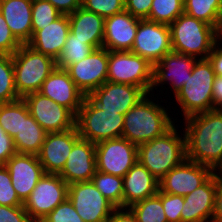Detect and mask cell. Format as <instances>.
<instances>
[{"mask_svg":"<svg viewBox=\"0 0 222 222\" xmlns=\"http://www.w3.org/2000/svg\"><path fill=\"white\" fill-rule=\"evenodd\" d=\"M95 146L99 172L124 177L138 161V146L126 138L105 140Z\"/></svg>","mask_w":222,"mask_h":222,"instance_id":"obj_10","label":"cell"},{"mask_svg":"<svg viewBox=\"0 0 222 222\" xmlns=\"http://www.w3.org/2000/svg\"><path fill=\"white\" fill-rule=\"evenodd\" d=\"M61 13L47 0L32 1V36L42 27L49 25Z\"/></svg>","mask_w":222,"mask_h":222,"instance_id":"obj_36","label":"cell"},{"mask_svg":"<svg viewBox=\"0 0 222 222\" xmlns=\"http://www.w3.org/2000/svg\"><path fill=\"white\" fill-rule=\"evenodd\" d=\"M184 0H153L148 20L170 25L184 13Z\"/></svg>","mask_w":222,"mask_h":222,"instance_id":"obj_33","label":"cell"},{"mask_svg":"<svg viewBox=\"0 0 222 222\" xmlns=\"http://www.w3.org/2000/svg\"><path fill=\"white\" fill-rule=\"evenodd\" d=\"M213 222H222V178L218 174V185L215 192Z\"/></svg>","mask_w":222,"mask_h":222,"instance_id":"obj_48","label":"cell"},{"mask_svg":"<svg viewBox=\"0 0 222 222\" xmlns=\"http://www.w3.org/2000/svg\"><path fill=\"white\" fill-rule=\"evenodd\" d=\"M32 1L0 0V12L21 44H27L32 38Z\"/></svg>","mask_w":222,"mask_h":222,"instance_id":"obj_26","label":"cell"},{"mask_svg":"<svg viewBox=\"0 0 222 222\" xmlns=\"http://www.w3.org/2000/svg\"><path fill=\"white\" fill-rule=\"evenodd\" d=\"M212 88L213 109L222 110V76H215Z\"/></svg>","mask_w":222,"mask_h":222,"instance_id":"obj_49","label":"cell"},{"mask_svg":"<svg viewBox=\"0 0 222 222\" xmlns=\"http://www.w3.org/2000/svg\"><path fill=\"white\" fill-rule=\"evenodd\" d=\"M222 39H219L210 54L208 55V59L213 66L214 73L217 76H222ZM221 44V45H220Z\"/></svg>","mask_w":222,"mask_h":222,"instance_id":"obj_46","label":"cell"},{"mask_svg":"<svg viewBox=\"0 0 222 222\" xmlns=\"http://www.w3.org/2000/svg\"><path fill=\"white\" fill-rule=\"evenodd\" d=\"M214 173L212 168L186 158L159 180V190L185 196L204 184Z\"/></svg>","mask_w":222,"mask_h":222,"instance_id":"obj_14","label":"cell"},{"mask_svg":"<svg viewBox=\"0 0 222 222\" xmlns=\"http://www.w3.org/2000/svg\"><path fill=\"white\" fill-rule=\"evenodd\" d=\"M95 48L69 32L62 53L56 60V68L66 69L69 65L86 58Z\"/></svg>","mask_w":222,"mask_h":222,"instance_id":"obj_31","label":"cell"},{"mask_svg":"<svg viewBox=\"0 0 222 222\" xmlns=\"http://www.w3.org/2000/svg\"><path fill=\"white\" fill-rule=\"evenodd\" d=\"M169 28L172 51L198 59H207L220 39L215 27L185 13L178 16Z\"/></svg>","mask_w":222,"mask_h":222,"instance_id":"obj_4","label":"cell"},{"mask_svg":"<svg viewBox=\"0 0 222 222\" xmlns=\"http://www.w3.org/2000/svg\"><path fill=\"white\" fill-rule=\"evenodd\" d=\"M0 126L11 138L20 132L22 127V98L10 103H0Z\"/></svg>","mask_w":222,"mask_h":222,"instance_id":"obj_35","label":"cell"},{"mask_svg":"<svg viewBox=\"0 0 222 222\" xmlns=\"http://www.w3.org/2000/svg\"><path fill=\"white\" fill-rule=\"evenodd\" d=\"M219 38L222 39V26H221V29L219 31Z\"/></svg>","mask_w":222,"mask_h":222,"instance_id":"obj_50","label":"cell"},{"mask_svg":"<svg viewBox=\"0 0 222 222\" xmlns=\"http://www.w3.org/2000/svg\"><path fill=\"white\" fill-rule=\"evenodd\" d=\"M145 95L140 87L107 81L87 97L101 110L124 115Z\"/></svg>","mask_w":222,"mask_h":222,"instance_id":"obj_17","label":"cell"},{"mask_svg":"<svg viewBox=\"0 0 222 222\" xmlns=\"http://www.w3.org/2000/svg\"><path fill=\"white\" fill-rule=\"evenodd\" d=\"M30 115L47 132H64L75 127L76 116L66 107L55 103L39 92L26 95Z\"/></svg>","mask_w":222,"mask_h":222,"instance_id":"obj_13","label":"cell"},{"mask_svg":"<svg viewBox=\"0 0 222 222\" xmlns=\"http://www.w3.org/2000/svg\"><path fill=\"white\" fill-rule=\"evenodd\" d=\"M153 94L147 93L124 114L122 137L137 146L161 137L175 125V119L169 116L168 110L160 103L158 104V101L153 102L155 101ZM151 95L154 100L149 99Z\"/></svg>","mask_w":222,"mask_h":222,"instance_id":"obj_2","label":"cell"},{"mask_svg":"<svg viewBox=\"0 0 222 222\" xmlns=\"http://www.w3.org/2000/svg\"><path fill=\"white\" fill-rule=\"evenodd\" d=\"M108 222H137V219L130 208L118 207L113 210Z\"/></svg>","mask_w":222,"mask_h":222,"instance_id":"obj_47","label":"cell"},{"mask_svg":"<svg viewBox=\"0 0 222 222\" xmlns=\"http://www.w3.org/2000/svg\"><path fill=\"white\" fill-rule=\"evenodd\" d=\"M97 171L96 146L80 138L72 148L65 166L58 174L68 185L91 181Z\"/></svg>","mask_w":222,"mask_h":222,"instance_id":"obj_20","label":"cell"},{"mask_svg":"<svg viewBox=\"0 0 222 222\" xmlns=\"http://www.w3.org/2000/svg\"><path fill=\"white\" fill-rule=\"evenodd\" d=\"M69 185L58 175L44 173L23 203L31 220H42L68 198Z\"/></svg>","mask_w":222,"mask_h":222,"instance_id":"obj_9","label":"cell"},{"mask_svg":"<svg viewBox=\"0 0 222 222\" xmlns=\"http://www.w3.org/2000/svg\"><path fill=\"white\" fill-rule=\"evenodd\" d=\"M21 45L0 12V55H13Z\"/></svg>","mask_w":222,"mask_h":222,"instance_id":"obj_41","label":"cell"},{"mask_svg":"<svg viewBox=\"0 0 222 222\" xmlns=\"http://www.w3.org/2000/svg\"><path fill=\"white\" fill-rule=\"evenodd\" d=\"M47 132L30 115L26 102L22 99V127L13 142L17 153L38 155Z\"/></svg>","mask_w":222,"mask_h":222,"instance_id":"obj_28","label":"cell"},{"mask_svg":"<svg viewBox=\"0 0 222 222\" xmlns=\"http://www.w3.org/2000/svg\"><path fill=\"white\" fill-rule=\"evenodd\" d=\"M19 199L24 203L44 175L37 155L15 153L5 164Z\"/></svg>","mask_w":222,"mask_h":222,"instance_id":"obj_19","label":"cell"},{"mask_svg":"<svg viewBox=\"0 0 222 222\" xmlns=\"http://www.w3.org/2000/svg\"><path fill=\"white\" fill-rule=\"evenodd\" d=\"M108 50L94 49L86 58L65 70L77 88L86 96L107 82Z\"/></svg>","mask_w":222,"mask_h":222,"instance_id":"obj_15","label":"cell"},{"mask_svg":"<svg viewBox=\"0 0 222 222\" xmlns=\"http://www.w3.org/2000/svg\"><path fill=\"white\" fill-rule=\"evenodd\" d=\"M43 222H84L74 208L73 203L67 198L56 206L45 218Z\"/></svg>","mask_w":222,"mask_h":222,"instance_id":"obj_40","label":"cell"},{"mask_svg":"<svg viewBox=\"0 0 222 222\" xmlns=\"http://www.w3.org/2000/svg\"><path fill=\"white\" fill-rule=\"evenodd\" d=\"M30 220L23 206L0 205V222H30Z\"/></svg>","mask_w":222,"mask_h":222,"instance_id":"obj_42","label":"cell"},{"mask_svg":"<svg viewBox=\"0 0 222 222\" xmlns=\"http://www.w3.org/2000/svg\"><path fill=\"white\" fill-rule=\"evenodd\" d=\"M30 222H43L42 220H30Z\"/></svg>","mask_w":222,"mask_h":222,"instance_id":"obj_52","label":"cell"},{"mask_svg":"<svg viewBox=\"0 0 222 222\" xmlns=\"http://www.w3.org/2000/svg\"><path fill=\"white\" fill-rule=\"evenodd\" d=\"M123 125L124 115L99 109L87 96L75 119L79 136L94 144L122 137Z\"/></svg>","mask_w":222,"mask_h":222,"instance_id":"obj_7","label":"cell"},{"mask_svg":"<svg viewBox=\"0 0 222 222\" xmlns=\"http://www.w3.org/2000/svg\"><path fill=\"white\" fill-rule=\"evenodd\" d=\"M186 158L212 168H222V110L213 109L183 119Z\"/></svg>","mask_w":222,"mask_h":222,"instance_id":"obj_1","label":"cell"},{"mask_svg":"<svg viewBox=\"0 0 222 222\" xmlns=\"http://www.w3.org/2000/svg\"><path fill=\"white\" fill-rule=\"evenodd\" d=\"M21 99L15 86L12 55H0V103Z\"/></svg>","mask_w":222,"mask_h":222,"instance_id":"obj_32","label":"cell"},{"mask_svg":"<svg viewBox=\"0 0 222 222\" xmlns=\"http://www.w3.org/2000/svg\"><path fill=\"white\" fill-rule=\"evenodd\" d=\"M82 7L107 18L124 11L125 0H82Z\"/></svg>","mask_w":222,"mask_h":222,"instance_id":"obj_37","label":"cell"},{"mask_svg":"<svg viewBox=\"0 0 222 222\" xmlns=\"http://www.w3.org/2000/svg\"><path fill=\"white\" fill-rule=\"evenodd\" d=\"M69 32L68 15L61 14L52 23L38 30L27 45L56 61L62 53Z\"/></svg>","mask_w":222,"mask_h":222,"instance_id":"obj_24","label":"cell"},{"mask_svg":"<svg viewBox=\"0 0 222 222\" xmlns=\"http://www.w3.org/2000/svg\"><path fill=\"white\" fill-rule=\"evenodd\" d=\"M91 181L116 208L123 207V177L96 171Z\"/></svg>","mask_w":222,"mask_h":222,"instance_id":"obj_30","label":"cell"},{"mask_svg":"<svg viewBox=\"0 0 222 222\" xmlns=\"http://www.w3.org/2000/svg\"><path fill=\"white\" fill-rule=\"evenodd\" d=\"M0 205L23 206L12 186L9 170L5 165H0Z\"/></svg>","mask_w":222,"mask_h":222,"instance_id":"obj_38","label":"cell"},{"mask_svg":"<svg viewBox=\"0 0 222 222\" xmlns=\"http://www.w3.org/2000/svg\"><path fill=\"white\" fill-rule=\"evenodd\" d=\"M159 180L139 161L123 177V208L157 195Z\"/></svg>","mask_w":222,"mask_h":222,"instance_id":"obj_25","label":"cell"},{"mask_svg":"<svg viewBox=\"0 0 222 222\" xmlns=\"http://www.w3.org/2000/svg\"><path fill=\"white\" fill-rule=\"evenodd\" d=\"M184 13L218 31L222 26V0H184Z\"/></svg>","mask_w":222,"mask_h":222,"instance_id":"obj_29","label":"cell"},{"mask_svg":"<svg viewBox=\"0 0 222 222\" xmlns=\"http://www.w3.org/2000/svg\"><path fill=\"white\" fill-rule=\"evenodd\" d=\"M49 1L61 14H72L76 9L82 7V0H47Z\"/></svg>","mask_w":222,"mask_h":222,"instance_id":"obj_45","label":"cell"},{"mask_svg":"<svg viewBox=\"0 0 222 222\" xmlns=\"http://www.w3.org/2000/svg\"><path fill=\"white\" fill-rule=\"evenodd\" d=\"M80 138L76 126L64 132L47 133L37 155L44 172L59 174L65 166L73 145Z\"/></svg>","mask_w":222,"mask_h":222,"instance_id":"obj_18","label":"cell"},{"mask_svg":"<svg viewBox=\"0 0 222 222\" xmlns=\"http://www.w3.org/2000/svg\"><path fill=\"white\" fill-rule=\"evenodd\" d=\"M70 32L76 38L84 40L95 49L102 48L104 39L105 18L94 12L85 10L83 7L76 9L68 15Z\"/></svg>","mask_w":222,"mask_h":222,"instance_id":"obj_27","label":"cell"},{"mask_svg":"<svg viewBox=\"0 0 222 222\" xmlns=\"http://www.w3.org/2000/svg\"><path fill=\"white\" fill-rule=\"evenodd\" d=\"M153 0H125V10L138 19H147Z\"/></svg>","mask_w":222,"mask_h":222,"instance_id":"obj_43","label":"cell"},{"mask_svg":"<svg viewBox=\"0 0 222 222\" xmlns=\"http://www.w3.org/2000/svg\"><path fill=\"white\" fill-rule=\"evenodd\" d=\"M198 58L186 54L171 51L167 53L159 62L153 65V82L150 92L154 88L170 83L174 96L182 88L188 77L191 76L193 67Z\"/></svg>","mask_w":222,"mask_h":222,"instance_id":"obj_16","label":"cell"},{"mask_svg":"<svg viewBox=\"0 0 222 222\" xmlns=\"http://www.w3.org/2000/svg\"><path fill=\"white\" fill-rule=\"evenodd\" d=\"M68 198L84 222H108L116 208L92 181L69 184Z\"/></svg>","mask_w":222,"mask_h":222,"instance_id":"obj_11","label":"cell"},{"mask_svg":"<svg viewBox=\"0 0 222 222\" xmlns=\"http://www.w3.org/2000/svg\"><path fill=\"white\" fill-rule=\"evenodd\" d=\"M39 93L68 108L75 116L85 98V95L77 88L68 72L61 68H55L46 78Z\"/></svg>","mask_w":222,"mask_h":222,"instance_id":"obj_21","label":"cell"},{"mask_svg":"<svg viewBox=\"0 0 222 222\" xmlns=\"http://www.w3.org/2000/svg\"><path fill=\"white\" fill-rule=\"evenodd\" d=\"M15 153L17 152L13 138L0 126V165H5Z\"/></svg>","mask_w":222,"mask_h":222,"instance_id":"obj_44","label":"cell"},{"mask_svg":"<svg viewBox=\"0 0 222 222\" xmlns=\"http://www.w3.org/2000/svg\"><path fill=\"white\" fill-rule=\"evenodd\" d=\"M175 125L161 137L138 145V161L158 180L186 159L185 133Z\"/></svg>","mask_w":222,"mask_h":222,"instance_id":"obj_3","label":"cell"},{"mask_svg":"<svg viewBox=\"0 0 222 222\" xmlns=\"http://www.w3.org/2000/svg\"><path fill=\"white\" fill-rule=\"evenodd\" d=\"M15 86L18 96L39 92L43 82L56 68V61L32 49L27 44L12 55Z\"/></svg>","mask_w":222,"mask_h":222,"instance_id":"obj_6","label":"cell"},{"mask_svg":"<svg viewBox=\"0 0 222 222\" xmlns=\"http://www.w3.org/2000/svg\"><path fill=\"white\" fill-rule=\"evenodd\" d=\"M135 214L137 222H168L161 199L155 195L129 207Z\"/></svg>","mask_w":222,"mask_h":222,"instance_id":"obj_34","label":"cell"},{"mask_svg":"<svg viewBox=\"0 0 222 222\" xmlns=\"http://www.w3.org/2000/svg\"><path fill=\"white\" fill-rule=\"evenodd\" d=\"M171 51L169 25L140 19L131 52L154 65Z\"/></svg>","mask_w":222,"mask_h":222,"instance_id":"obj_12","label":"cell"},{"mask_svg":"<svg viewBox=\"0 0 222 222\" xmlns=\"http://www.w3.org/2000/svg\"><path fill=\"white\" fill-rule=\"evenodd\" d=\"M216 74L209 59H198L191 76L174 96L180 106L181 116H188L213 110L212 92Z\"/></svg>","mask_w":222,"mask_h":222,"instance_id":"obj_5","label":"cell"},{"mask_svg":"<svg viewBox=\"0 0 222 222\" xmlns=\"http://www.w3.org/2000/svg\"><path fill=\"white\" fill-rule=\"evenodd\" d=\"M217 185L218 172H215L204 184L183 196L181 222L213 221Z\"/></svg>","mask_w":222,"mask_h":222,"instance_id":"obj_22","label":"cell"},{"mask_svg":"<svg viewBox=\"0 0 222 222\" xmlns=\"http://www.w3.org/2000/svg\"><path fill=\"white\" fill-rule=\"evenodd\" d=\"M218 174L221 176L222 178V168L218 171Z\"/></svg>","mask_w":222,"mask_h":222,"instance_id":"obj_51","label":"cell"},{"mask_svg":"<svg viewBox=\"0 0 222 222\" xmlns=\"http://www.w3.org/2000/svg\"><path fill=\"white\" fill-rule=\"evenodd\" d=\"M107 81L137 86L150 93L153 65L131 51H108Z\"/></svg>","mask_w":222,"mask_h":222,"instance_id":"obj_8","label":"cell"},{"mask_svg":"<svg viewBox=\"0 0 222 222\" xmlns=\"http://www.w3.org/2000/svg\"><path fill=\"white\" fill-rule=\"evenodd\" d=\"M161 199L164 208V213L168 222H181V211L184 205V198L181 195L168 194L161 192L157 193Z\"/></svg>","mask_w":222,"mask_h":222,"instance_id":"obj_39","label":"cell"},{"mask_svg":"<svg viewBox=\"0 0 222 222\" xmlns=\"http://www.w3.org/2000/svg\"><path fill=\"white\" fill-rule=\"evenodd\" d=\"M139 20L126 10L105 18L102 47L108 51H131Z\"/></svg>","mask_w":222,"mask_h":222,"instance_id":"obj_23","label":"cell"}]
</instances>
